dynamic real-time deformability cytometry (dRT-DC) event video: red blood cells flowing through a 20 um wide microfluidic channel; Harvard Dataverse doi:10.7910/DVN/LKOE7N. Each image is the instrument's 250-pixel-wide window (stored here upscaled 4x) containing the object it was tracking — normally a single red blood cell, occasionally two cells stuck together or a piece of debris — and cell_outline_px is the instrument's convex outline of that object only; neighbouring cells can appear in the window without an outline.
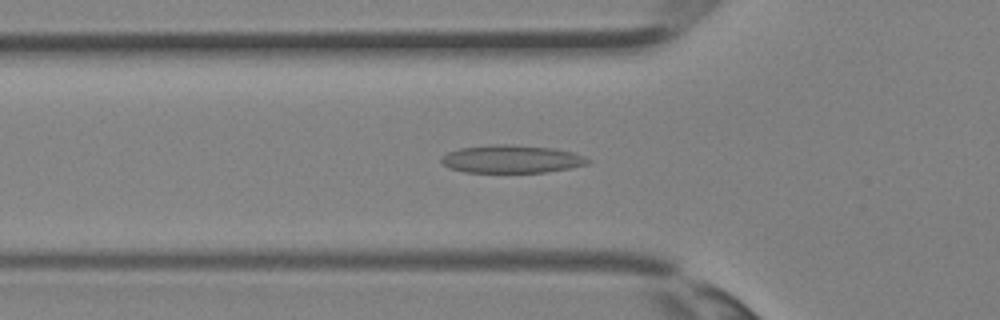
{"species": "Egyptian fruit bat (a non-hibernating species)", "species_latin": "Rousettus aegyptiacus", "temperature_condition": "room temperature", "stored_images_in_passage": 34, "camera_frame_rate_fps": 3000, "um_per_image_px": 0.085, "animal": {"sex": "female"}, "frame": {"image": 1, "passage_image": 11, "time_ms": 3.333, "image_size_px": [1000, 320], "cell_outline_px": [[592, 160], [588, 164], [568, 168], [544, 172], [464, 172], [452, 168], [444, 164], [440, 160], [448, 152], [460, 148], [492, 144], [508, 144], [556, 148], [572, 152], [584, 156]], "centroid_in_image_um": [43.52, 13.51], "position_along_channel_um": 82.3, "area_um2": 23.7}}
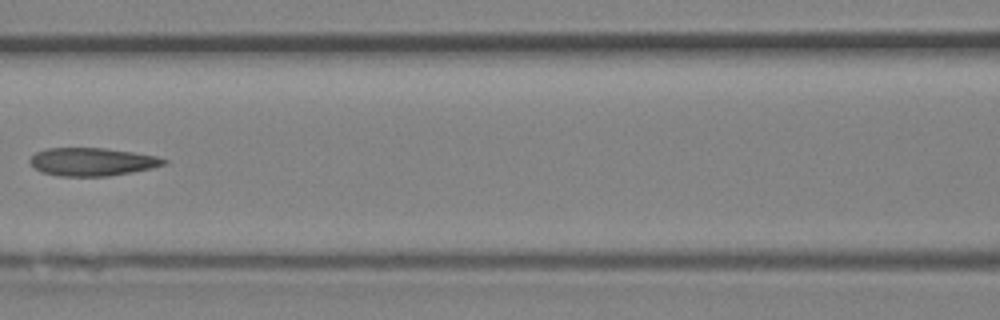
{"frame": {"image": 2, "passage_image": 15, "time_ms": 4.667, "image_size_px": [1000, 320], "cell_outline_px": [[168, 164], [152, 168], [132, 172], [108, 176], [60, 176], [40, 172], [28, 160], [36, 152], [44, 148], [104, 148], [132, 152], [156, 156], [168, 160]], "centroid_in_image_um": [7.84, 13.75], "position_along_channel_um": 158.8, "area_um2": 21.91}}
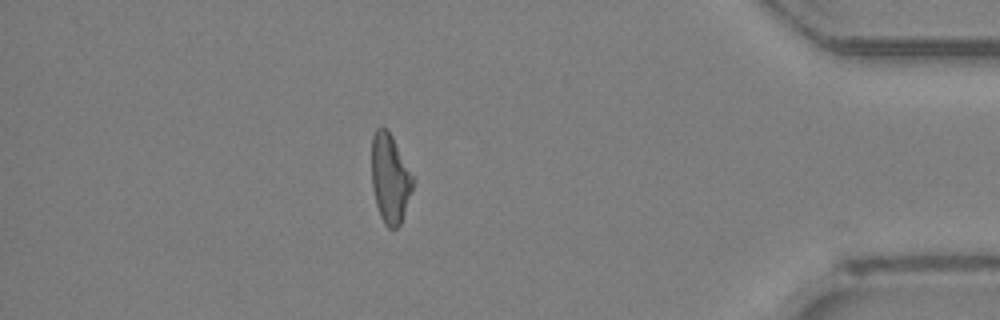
{"frame": {"image": 3, "passage_image": 30, "time_ms": 9.667, "image_size_px": [1000, 320], "cell_outline_px": [[412, 188], [400, 224], [396, 228], [388, 228], [384, 224], [380, 216], [376, 204], [372, 188], [372, 136], [376, 128], [388, 128], [412, 176]], "centroid_in_image_um": [33.11, 15.17], "position_along_channel_um": 402.1, "area_um2": 20.92}}